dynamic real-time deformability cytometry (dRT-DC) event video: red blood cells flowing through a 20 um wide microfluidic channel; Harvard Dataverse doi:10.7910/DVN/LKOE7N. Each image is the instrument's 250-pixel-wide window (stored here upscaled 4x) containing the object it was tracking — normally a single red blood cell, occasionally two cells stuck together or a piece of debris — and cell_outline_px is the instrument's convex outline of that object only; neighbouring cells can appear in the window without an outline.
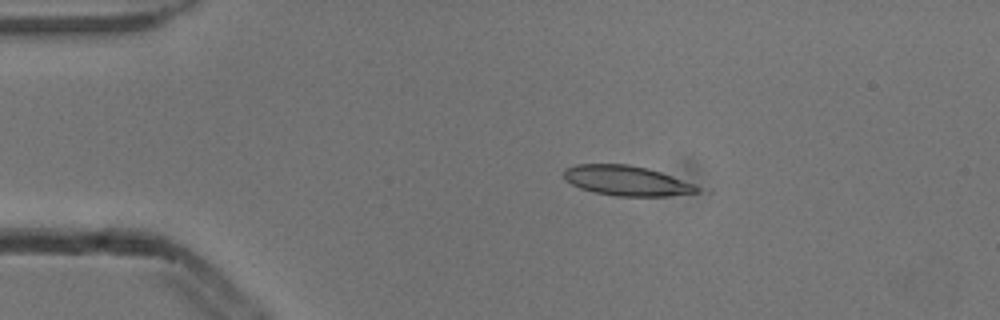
{"species": "common noctule bat (a hibernating species)", "species_latin": "Nyctalus noctula", "temperature_condition": "cold", "stored_images_in_passage": 4, "camera_frame_rate_fps": 3000, "um_per_image_px": 0.085, "animal": {"sex": "male", "body_mass_g": 13.3}, "frame": {"image": 1, "passage_image": 3, "time_ms": 0.667, "image_size_px": [1000, 320], "cell_outline_px": [[700, 192], [664, 196], [616, 196], [592, 192], [580, 188], [564, 180], [564, 168], [576, 164], [628, 164], [648, 168], [672, 176], [692, 184], [700, 188]], "centroid_in_image_um": [53.2, 15.35], "position_along_channel_um": 31.8, "area_um2": 23.24}}